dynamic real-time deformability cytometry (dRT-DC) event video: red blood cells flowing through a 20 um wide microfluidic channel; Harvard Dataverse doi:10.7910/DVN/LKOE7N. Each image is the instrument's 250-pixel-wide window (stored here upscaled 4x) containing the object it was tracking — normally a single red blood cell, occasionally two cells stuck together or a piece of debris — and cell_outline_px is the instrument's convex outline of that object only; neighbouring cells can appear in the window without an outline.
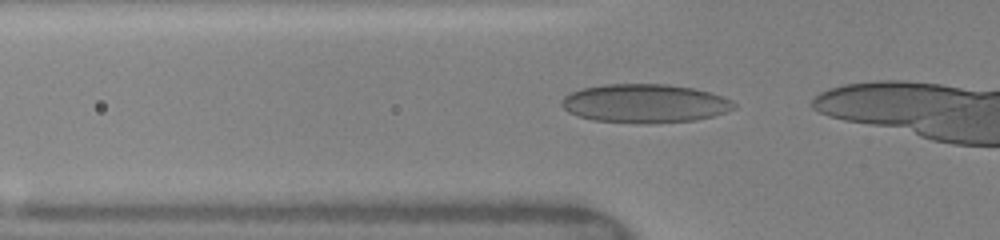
{"species": "human", "species_latin": "Homo sapiens", "temperature_condition": "warm", "stored_images_in_passage": 9, "camera_frame_rate_fps": 3000, "um_per_image_px": 0.085, "donor": {"sex": "female"}, "frame": {"image": 1, "passage_image": 7, "time_ms": 3.0, "image_size_px": [1000, 240], "cell_outline_px": [[736, 108], [712, 116], [696, 120], [644, 124], [592, 120], [576, 116], [568, 112], [560, 104], [560, 100], [564, 96], [580, 88], [604, 84], [668, 84], [692, 88], [708, 92], [732, 100], [736, 104]], "centroid_in_image_um": [54.76, 8.79], "position_along_channel_um": 71.0, "area_um2": 39.07}}